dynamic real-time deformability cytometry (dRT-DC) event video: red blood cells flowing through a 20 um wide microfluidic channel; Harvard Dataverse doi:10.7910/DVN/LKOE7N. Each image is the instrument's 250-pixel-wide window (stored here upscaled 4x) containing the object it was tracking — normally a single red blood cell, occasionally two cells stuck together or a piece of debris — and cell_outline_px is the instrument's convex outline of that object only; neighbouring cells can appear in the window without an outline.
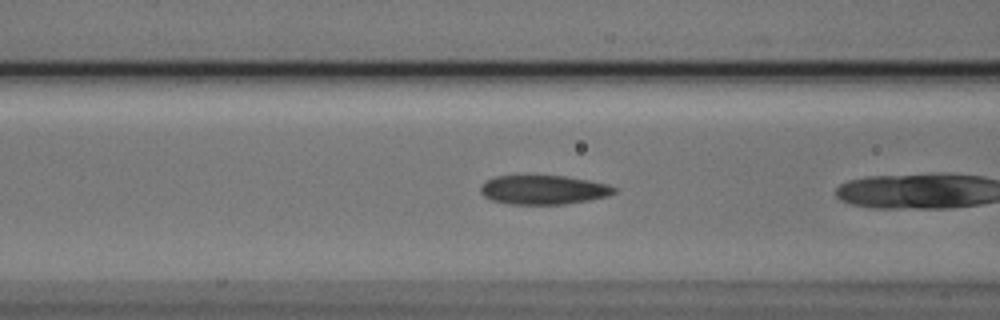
{"species": "Egyptian fruit bat (a non-hibernating species)", "species_latin": "Rousettus aegyptiacus", "temperature_condition": "cold", "stored_images_in_passage": 5, "camera_frame_rate_fps": 3000, "um_per_image_px": 0.085, "animal": {"sex": "male"}, "frame": {"image": 1, "passage_image": 4, "time_ms": 1.0, "image_size_px": [1000, 320], "cell_outline_px": [[616, 192], [608, 196], [588, 200], [564, 204], [508, 204], [492, 200], [484, 196], [480, 192], [480, 188], [488, 180], [496, 176], [564, 176], [588, 180], [608, 184], [616, 188]], "centroid_in_image_um": [46.21, 16.14], "position_along_channel_um": 120.4, "area_um2": 22.48}}